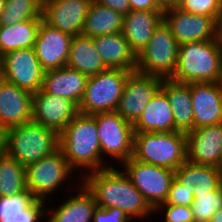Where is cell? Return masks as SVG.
I'll list each match as a JSON object with an SVG mask.
<instances>
[{
    "mask_svg": "<svg viewBox=\"0 0 222 222\" xmlns=\"http://www.w3.org/2000/svg\"><path fill=\"white\" fill-rule=\"evenodd\" d=\"M100 5L106 6L119 12L123 16L130 12V5L128 0H93Z\"/></svg>",
    "mask_w": 222,
    "mask_h": 222,
    "instance_id": "obj_40",
    "label": "cell"
},
{
    "mask_svg": "<svg viewBox=\"0 0 222 222\" xmlns=\"http://www.w3.org/2000/svg\"><path fill=\"white\" fill-rule=\"evenodd\" d=\"M7 129L0 123V154L5 153Z\"/></svg>",
    "mask_w": 222,
    "mask_h": 222,
    "instance_id": "obj_41",
    "label": "cell"
},
{
    "mask_svg": "<svg viewBox=\"0 0 222 222\" xmlns=\"http://www.w3.org/2000/svg\"><path fill=\"white\" fill-rule=\"evenodd\" d=\"M134 133L175 131L173 113L166 93L160 88L133 124Z\"/></svg>",
    "mask_w": 222,
    "mask_h": 222,
    "instance_id": "obj_24",
    "label": "cell"
},
{
    "mask_svg": "<svg viewBox=\"0 0 222 222\" xmlns=\"http://www.w3.org/2000/svg\"><path fill=\"white\" fill-rule=\"evenodd\" d=\"M59 148V134L34 122L7 129L5 153L22 166L37 162Z\"/></svg>",
    "mask_w": 222,
    "mask_h": 222,
    "instance_id": "obj_6",
    "label": "cell"
},
{
    "mask_svg": "<svg viewBox=\"0 0 222 222\" xmlns=\"http://www.w3.org/2000/svg\"><path fill=\"white\" fill-rule=\"evenodd\" d=\"M187 161L222 169V124L186 133Z\"/></svg>",
    "mask_w": 222,
    "mask_h": 222,
    "instance_id": "obj_16",
    "label": "cell"
},
{
    "mask_svg": "<svg viewBox=\"0 0 222 222\" xmlns=\"http://www.w3.org/2000/svg\"><path fill=\"white\" fill-rule=\"evenodd\" d=\"M164 21L179 45L192 41H209L221 35L220 25L212 17L191 14L177 6L165 8Z\"/></svg>",
    "mask_w": 222,
    "mask_h": 222,
    "instance_id": "obj_12",
    "label": "cell"
},
{
    "mask_svg": "<svg viewBox=\"0 0 222 222\" xmlns=\"http://www.w3.org/2000/svg\"><path fill=\"white\" fill-rule=\"evenodd\" d=\"M46 202L34 200L20 215L2 216L0 222H45Z\"/></svg>",
    "mask_w": 222,
    "mask_h": 222,
    "instance_id": "obj_36",
    "label": "cell"
},
{
    "mask_svg": "<svg viewBox=\"0 0 222 222\" xmlns=\"http://www.w3.org/2000/svg\"><path fill=\"white\" fill-rule=\"evenodd\" d=\"M73 36L40 22L34 50L45 71L66 66Z\"/></svg>",
    "mask_w": 222,
    "mask_h": 222,
    "instance_id": "obj_17",
    "label": "cell"
},
{
    "mask_svg": "<svg viewBox=\"0 0 222 222\" xmlns=\"http://www.w3.org/2000/svg\"><path fill=\"white\" fill-rule=\"evenodd\" d=\"M28 191L25 167L6 153L0 154V197H8Z\"/></svg>",
    "mask_w": 222,
    "mask_h": 222,
    "instance_id": "obj_30",
    "label": "cell"
},
{
    "mask_svg": "<svg viewBox=\"0 0 222 222\" xmlns=\"http://www.w3.org/2000/svg\"><path fill=\"white\" fill-rule=\"evenodd\" d=\"M166 8V0H158Z\"/></svg>",
    "mask_w": 222,
    "mask_h": 222,
    "instance_id": "obj_46",
    "label": "cell"
},
{
    "mask_svg": "<svg viewBox=\"0 0 222 222\" xmlns=\"http://www.w3.org/2000/svg\"><path fill=\"white\" fill-rule=\"evenodd\" d=\"M92 222H134L118 208L104 209L96 207Z\"/></svg>",
    "mask_w": 222,
    "mask_h": 222,
    "instance_id": "obj_38",
    "label": "cell"
},
{
    "mask_svg": "<svg viewBox=\"0 0 222 222\" xmlns=\"http://www.w3.org/2000/svg\"><path fill=\"white\" fill-rule=\"evenodd\" d=\"M159 213L165 217L164 222H195L191 206L161 203L154 209V214Z\"/></svg>",
    "mask_w": 222,
    "mask_h": 222,
    "instance_id": "obj_35",
    "label": "cell"
},
{
    "mask_svg": "<svg viewBox=\"0 0 222 222\" xmlns=\"http://www.w3.org/2000/svg\"><path fill=\"white\" fill-rule=\"evenodd\" d=\"M175 178L183 185L194 186L193 194L222 188V169L185 161L175 171Z\"/></svg>",
    "mask_w": 222,
    "mask_h": 222,
    "instance_id": "obj_27",
    "label": "cell"
},
{
    "mask_svg": "<svg viewBox=\"0 0 222 222\" xmlns=\"http://www.w3.org/2000/svg\"><path fill=\"white\" fill-rule=\"evenodd\" d=\"M2 69H3V54L0 52V78L2 75Z\"/></svg>",
    "mask_w": 222,
    "mask_h": 222,
    "instance_id": "obj_44",
    "label": "cell"
},
{
    "mask_svg": "<svg viewBox=\"0 0 222 222\" xmlns=\"http://www.w3.org/2000/svg\"><path fill=\"white\" fill-rule=\"evenodd\" d=\"M164 20V10H131L123 19L122 34L136 56L148 45Z\"/></svg>",
    "mask_w": 222,
    "mask_h": 222,
    "instance_id": "obj_21",
    "label": "cell"
},
{
    "mask_svg": "<svg viewBox=\"0 0 222 222\" xmlns=\"http://www.w3.org/2000/svg\"><path fill=\"white\" fill-rule=\"evenodd\" d=\"M94 44L107 68L135 71L137 56L131 50L122 32L93 38Z\"/></svg>",
    "mask_w": 222,
    "mask_h": 222,
    "instance_id": "obj_23",
    "label": "cell"
},
{
    "mask_svg": "<svg viewBox=\"0 0 222 222\" xmlns=\"http://www.w3.org/2000/svg\"><path fill=\"white\" fill-rule=\"evenodd\" d=\"M44 73L33 47L3 55L1 78L32 94L42 89Z\"/></svg>",
    "mask_w": 222,
    "mask_h": 222,
    "instance_id": "obj_11",
    "label": "cell"
},
{
    "mask_svg": "<svg viewBox=\"0 0 222 222\" xmlns=\"http://www.w3.org/2000/svg\"><path fill=\"white\" fill-rule=\"evenodd\" d=\"M32 122L55 130L58 134L79 114L78 105L68 99L40 89L32 94Z\"/></svg>",
    "mask_w": 222,
    "mask_h": 222,
    "instance_id": "obj_14",
    "label": "cell"
},
{
    "mask_svg": "<svg viewBox=\"0 0 222 222\" xmlns=\"http://www.w3.org/2000/svg\"><path fill=\"white\" fill-rule=\"evenodd\" d=\"M93 0H43L42 19L72 36L81 35Z\"/></svg>",
    "mask_w": 222,
    "mask_h": 222,
    "instance_id": "obj_15",
    "label": "cell"
},
{
    "mask_svg": "<svg viewBox=\"0 0 222 222\" xmlns=\"http://www.w3.org/2000/svg\"><path fill=\"white\" fill-rule=\"evenodd\" d=\"M161 89L166 93L173 113L175 131L188 133L194 129L190 84L163 79Z\"/></svg>",
    "mask_w": 222,
    "mask_h": 222,
    "instance_id": "obj_25",
    "label": "cell"
},
{
    "mask_svg": "<svg viewBox=\"0 0 222 222\" xmlns=\"http://www.w3.org/2000/svg\"><path fill=\"white\" fill-rule=\"evenodd\" d=\"M59 148L63 151L69 166L75 172L78 171L76 177L80 180L87 173L114 164L102 159L95 114H77L59 133Z\"/></svg>",
    "mask_w": 222,
    "mask_h": 222,
    "instance_id": "obj_2",
    "label": "cell"
},
{
    "mask_svg": "<svg viewBox=\"0 0 222 222\" xmlns=\"http://www.w3.org/2000/svg\"><path fill=\"white\" fill-rule=\"evenodd\" d=\"M177 7L191 14L212 17L219 25L222 22V0H181Z\"/></svg>",
    "mask_w": 222,
    "mask_h": 222,
    "instance_id": "obj_33",
    "label": "cell"
},
{
    "mask_svg": "<svg viewBox=\"0 0 222 222\" xmlns=\"http://www.w3.org/2000/svg\"><path fill=\"white\" fill-rule=\"evenodd\" d=\"M131 10H165L158 0H128Z\"/></svg>",
    "mask_w": 222,
    "mask_h": 222,
    "instance_id": "obj_39",
    "label": "cell"
},
{
    "mask_svg": "<svg viewBox=\"0 0 222 222\" xmlns=\"http://www.w3.org/2000/svg\"><path fill=\"white\" fill-rule=\"evenodd\" d=\"M210 222H222V208L219 209L213 216Z\"/></svg>",
    "mask_w": 222,
    "mask_h": 222,
    "instance_id": "obj_42",
    "label": "cell"
},
{
    "mask_svg": "<svg viewBox=\"0 0 222 222\" xmlns=\"http://www.w3.org/2000/svg\"><path fill=\"white\" fill-rule=\"evenodd\" d=\"M193 188L194 186L183 185L174 178L171 183L167 199L164 203L191 206L194 200Z\"/></svg>",
    "mask_w": 222,
    "mask_h": 222,
    "instance_id": "obj_37",
    "label": "cell"
},
{
    "mask_svg": "<svg viewBox=\"0 0 222 222\" xmlns=\"http://www.w3.org/2000/svg\"><path fill=\"white\" fill-rule=\"evenodd\" d=\"M43 0H6L0 14L2 26L13 25L31 19H42Z\"/></svg>",
    "mask_w": 222,
    "mask_h": 222,
    "instance_id": "obj_31",
    "label": "cell"
},
{
    "mask_svg": "<svg viewBox=\"0 0 222 222\" xmlns=\"http://www.w3.org/2000/svg\"><path fill=\"white\" fill-rule=\"evenodd\" d=\"M43 19H31L0 27V52L34 47L38 28Z\"/></svg>",
    "mask_w": 222,
    "mask_h": 222,
    "instance_id": "obj_29",
    "label": "cell"
},
{
    "mask_svg": "<svg viewBox=\"0 0 222 222\" xmlns=\"http://www.w3.org/2000/svg\"><path fill=\"white\" fill-rule=\"evenodd\" d=\"M194 129L222 122V82L191 83Z\"/></svg>",
    "mask_w": 222,
    "mask_h": 222,
    "instance_id": "obj_18",
    "label": "cell"
},
{
    "mask_svg": "<svg viewBox=\"0 0 222 222\" xmlns=\"http://www.w3.org/2000/svg\"><path fill=\"white\" fill-rule=\"evenodd\" d=\"M80 184H79V183ZM74 193L69 198L45 209L46 222H92L94 211L97 207L93 194L79 180Z\"/></svg>",
    "mask_w": 222,
    "mask_h": 222,
    "instance_id": "obj_20",
    "label": "cell"
},
{
    "mask_svg": "<svg viewBox=\"0 0 222 222\" xmlns=\"http://www.w3.org/2000/svg\"><path fill=\"white\" fill-rule=\"evenodd\" d=\"M95 120L102 159L108 162L111 157L110 162L116 163L118 161V165L132 158L134 145L133 124L123 119L116 111L97 113L95 114Z\"/></svg>",
    "mask_w": 222,
    "mask_h": 222,
    "instance_id": "obj_9",
    "label": "cell"
},
{
    "mask_svg": "<svg viewBox=\"0 0 222 222\" xmlns=\"http://www.w3.org/2000/svg\"><path fill=\"white\" fill-rule=\"evenodd\" d=\"M171 80L184 84L222 82V35L180 44Z\"/></svg>",
    "mask_w": 222,
    "mask_h": 222,
    "instance_id": "obj_3",
    "label": "cell"
},
{
    "mask_svg": "<svg viewBox=\"0 0 222 222\" xmlns=\"http://www.w3.org/2000/svg\"><path fill=\"white\" fill-rule=\"evenodd\" d=\"M222 208V188L196 193L191 204L195 222H210L212 216Z\"/></svg>",
    "mask_w": 222,
    "mask_h": 222,
    "instance_id": "obj_32",
    "label": "cell"
},
{
    "mask_svg": "<svg viewBox=\"0 0 222 222\" xmlns=\"http://www.w3.org/2000/svg\"><path fill=\"white\" fill-rule=\"evenodd\" d=\"M6 0H0V14L4 11Z\"/></svg>",
    "mask_w": 222,
    "mask_h": 222,
    "instance_id": "obj_45",
    "label": "cell"
},
{
    "mask_svg": "<svg viewBox=\"0 0 222 222\" xmlns=\"http://www.w3.org/2000/svg\"><path fill=\"white\" fill-rule=\"evenodd\" d=\"M124 16L115 10L92 1L81 35L95 38L122 32Z\"/></svg>",
    "mask_w": 222,
    "mask_h": 222,
    "instance_id": "obj_28",
    "label": "cell"
},
{
    "mask_svg": "<svg viewBox=\"0 0 222 222\" xmlns=\"http://www.w3.org/2000/svg\"><path fill=\"white\" fill-rule=\"evenodd\" d=\"M162 80L157 76L141 74L137 71L131 72L127 77L116 112L123 119L134 124L161 88Z\"/></svg>",
    "mask_w": 222,
    "mask_h": 222,
    "instance_id": "obj_13",
    "label": "cell"
},
{
    "mask_svg": "<svg viewBox=\"0 0 222 222\" xmlns=\"http://www.w3.org/2000/svg\"><path fill=\"white\" fill-rule=\"evenodd\" d=\"M116 164L98 171L87 173L81 182L93 194L97 207L118 208L134 220H143L154 215L141 192L132 184L130 178ZM134 219V220H133Z\"/></svg>",
    "mask_w": 222,
    "mask_h": 222,
    "instance_id": "obj_1",
    "label": "cell"
},
{
    "mask_svg": "<svg viewBox=\"0 0 222 222\" xmlns=\"http://www.w3.org/2000/svg\"><path fill=\"white\" fill-rule=\"evenodd\" d=\"M32 93L0 78V123L10 129L32 122Z\"/></svg>",
    "mask_w": 222,
    "mask_h": 222,
    "instance_id": "obj_19",
    "label": "cell"
},
{
    "mask_svg": "<svg viewBox=\"0 0 222 222\" xmlns=\"http://www.w3.org/2000/svg\"><path fill=\"white\" fill-rule=\"evenodd\" d=\"M122 166L124 172L130 178L132 184L141 192L149 205L155 209L167 199L171 183L175 178L174 171L142 163L133 157L124 161Z\"/></svg>",
    "mask_w": 222,
    "mask_h": 222,
    "instance_id": "obj_10",
    "label": "cell"
},
{
    "mask_svg": "<svg viewBox=\"0 0 222 222\" xmlns=\"http://www.w3.org/2000/svg\"><path fill=\"white\" fill-rule=\"evenodd\" d=\"M133 158L175 171L187 160L186 133H134Z\"/></svg>",
    "mask_w": 222,
    "mask_h": 222,
    "instance_id": "obj_5",
    "label": "cell"
},
{
    "mask_svg": "<svg viewBox=\"0 0 222 222\" xmlns=\"http://www.w3.org/2000/svg\"><path fill=\"white\" fill-rule=\"evenodd\" d=\"M178 47L170 27L163 20L148 45L137 55V72L171 79L177 65Z\"/></svg>",
    "mask_w": 222,
    "mask_h": 222,
    "instance_id": "obj_8",
    "label": "cell"
},
{
    "mask_svg": "<svg viewBox=\"0 0 222 222\" xmlns=\"http://www.w3.org/2000/svg\"><path fill=\"white\" fill-rule=\"evenodd\" d=\"M66 66L88 77L108 69L96 49L93 38L83 35L73 36Z\"/></svg>",
    "mask_w": 222,
    "mask_h": 222,
    "instance_id": "obj_26",
    "label": "cell"
},
{
    "mask_svg": "<svg viewBox=\"0 0 222 222\" xmlns=\"http://www.w3.org/2000/svg\"><path fill=\"white\" fill-rule=\"evenodd\" d=\"M181 0H166V8L169 6H177Z\"/></svg>",
    "mask_w": 222,
    "mask_h": 222,
    "instance_id": "obj_43",
    "label": "cell"
},
{
    "mask_svg": "<svg viewBox=\"0 0 222 222\" xmlns=\"http://www.w3.org/2000/svg\"><path fill=\"white\" fill-rule=\"evenodd\" d=\"M73 176H76V172L69 166L60 148L25 167L27 190L35 200L45 201L47 206L53 199L56 200V193L60 195L64 188L67 189L65 192L70 190V183L75 178Z\"/></svg>",
    "mask_w": 222,
    "mask_h": 222,
    "instance_id": "obj_4",
    "label": "cell"
},
{
    "mask_svg": "<svg viewBox=\"0 0 222 222\" xmlns=\"http://www.w3.org/2000/svg\"><path fill=\"white\" fill-rule=\"evenodd\" d=\"M88 76L64 66L59 69L45 71L42 90L48 94L59 96L79 105L86 88Z\"/></svg>",
    "mask_w": 222,
    "mask_h": 222,
    "instance_id": "obj_22",
    "label": "cell"
},
{
    "mask_svg": "<svg viewBox=\"0 0 222 222\" xmlns=\"http://www.w3.org/2000/svg\"><path fill=\"white\" fill-rule=\"evenodd\" d=\"M131 72L133 71L108 68L97 75L89 76L78 105L79 113L94 115L116 111Z\"/></svg>",
    "mask_w": 222,
    "mask_h": 222,
    "instance_id": "obj_7",
    "label": "cell"
},
{
    "mask_svg": "<svg viewBox=\"0 0 222 222\" xmlns=\"http://www.w3.org/2000/svg\"><path fill=\"white\" fill-rule=\"evenodd\" d=\"M34 200L29 191L13 196L0 197V219L2 216L20 215V212Z\"/></svg>",
    "mask_w": 222,
    "mask_h": 222,
    "instance_id": "obj_34",
    "label": "cell"
}]
</instances>
